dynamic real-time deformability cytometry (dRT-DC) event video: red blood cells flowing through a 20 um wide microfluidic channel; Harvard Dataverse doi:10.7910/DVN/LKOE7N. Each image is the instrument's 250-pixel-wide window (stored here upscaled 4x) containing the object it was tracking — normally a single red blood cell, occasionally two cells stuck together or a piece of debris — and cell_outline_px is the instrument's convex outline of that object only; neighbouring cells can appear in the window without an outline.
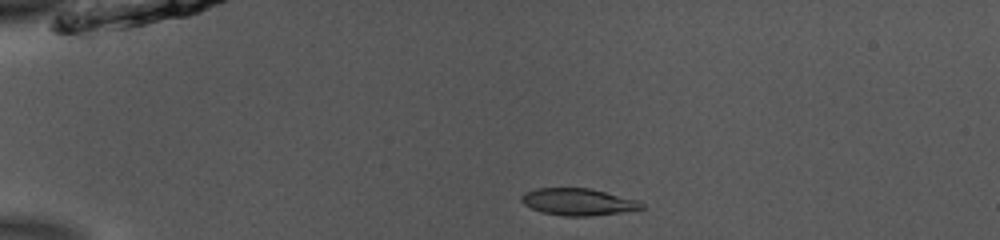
{"species": "common noctule bat (a hibernating species)", "species_latin": "Nyctalus noctula", "temperature_condition": "room temperature", "stored_images_in_passage": 41, "camera_frame_rate_fps": 3000, "um_per_image_px": 0.085, "animal": {"sex": "male", "body_mass_g": 13.0, "forearm_length_mm": 53.1}, "frame": {"image": 1, "passage_image": 1, "time_ms": 0.0, "image_size_px": [1000, 240], "cell_outline_px": [[644, 208], [588, 216], [564, 216], [540, 212], [524, 204], [520, 200], [520, 196], [524, 192], [536, 188], [588, 188], [640, 200], [644, 204]], "centroid_in_image_um": [49.1, 17.15], "position_along_channel_um": 35.9, "area_um2": 18.79}}
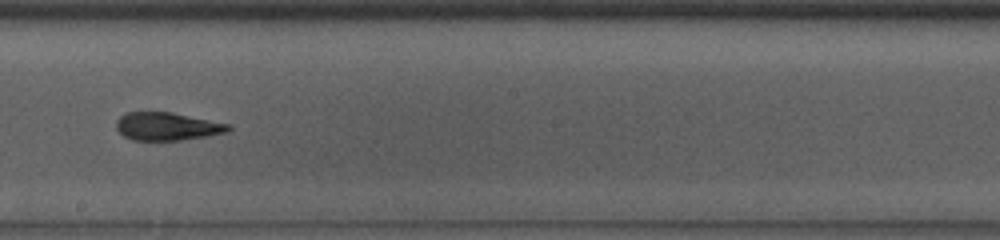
{"frame": {"image": 2, "passage_image": 20, "time_ms": 6.333, "image_size_px": [1000, 240], "cell_outline_px": [[232, 128], [228, 132], [208, 136], [180, 140], [132, 140], [124, 136], [116, 128], [116, 120], [124, 112], [172, 112], [232, 124]], "centroid_in_image_um": [14.24, 10.74], "position_along_channel_um": 234.0, "area_um2": 18.5}}
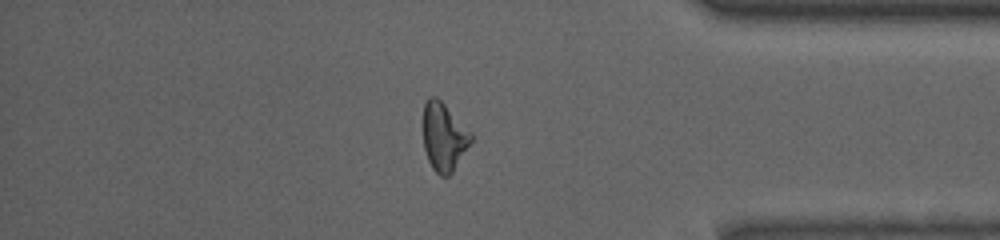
{"frame": {"image": 3, "passage_image": 34, "time_ms": 11.0, "image_size_px": [1000, 240], "cell_outline_px": [[472, 140], [452, 172], [448, 176], [440, 176], [432, 168], [428, 160], [424, 148], [424, 104], [428, 96], [436, 96], [472, 132]], "centroid_in_image_um": [37.73, 11.62], "position_along_channel_um": 397.5, "area_um2": 18.79}, "authors_computed_cell_mechanics": {"area_um2": 19.074, "velocity_mm_per_s": 3.8846, "shape_relaxation_time_tau1_ms": 10.37, "shape_relaxation_time_tau2_ms": 1.4626, "deformation_change_tau1": 0.2567, "deformation_change_tau2": 0.0933}}